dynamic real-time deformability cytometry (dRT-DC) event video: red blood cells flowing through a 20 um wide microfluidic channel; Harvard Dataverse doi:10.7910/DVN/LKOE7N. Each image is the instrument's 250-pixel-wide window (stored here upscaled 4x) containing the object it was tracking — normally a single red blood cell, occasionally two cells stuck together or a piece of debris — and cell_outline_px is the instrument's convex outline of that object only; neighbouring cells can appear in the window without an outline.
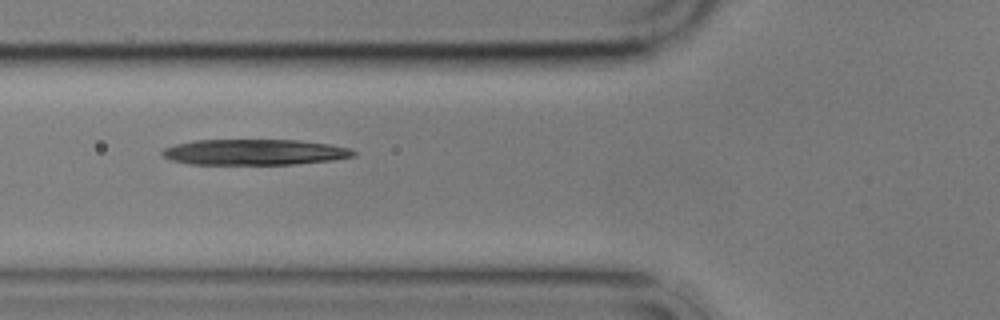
{"species": "common noctule bat (a hibernating species)", "species_latin": "Nyctalus noctula", "temperature_condition": "cold", "stored_images_in_passage": 6, "camera_frame_rate_fps": 3000, "um_per_image_px": 0.085, "animal": {"sex": "male", "body_mass_g": 17.9}, "frame": {"image": 1, "passage_image": 6, "time_ms": 6.333, "image_size_px": [1000, 320], "cell_outline_px": [[356, 156], [332, 160], [292, 164], [188, 164], [172, 160], [164, 156], [160, 152], [164, 148], [176, 144], [196, 140], [300, 140], [328, 144], [348, 148], [356, 152]], "centroid_in_image_um": [21.63, 12.93], "position_along_channel_um": 104.2, "area_um2": 28.55}}